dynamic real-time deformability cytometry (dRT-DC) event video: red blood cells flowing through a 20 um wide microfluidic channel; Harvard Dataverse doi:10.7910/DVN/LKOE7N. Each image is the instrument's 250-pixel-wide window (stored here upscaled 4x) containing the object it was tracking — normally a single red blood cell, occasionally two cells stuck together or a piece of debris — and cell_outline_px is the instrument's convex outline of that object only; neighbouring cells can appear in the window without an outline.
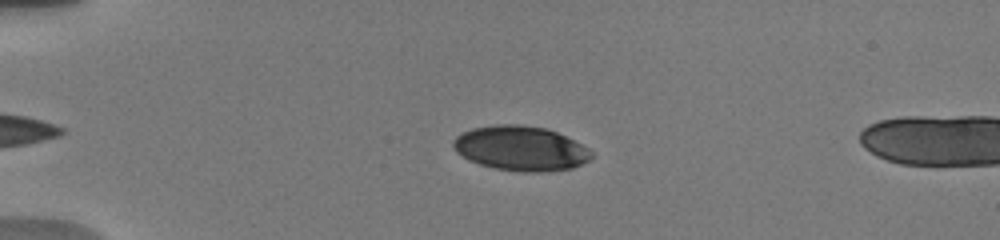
{"species": "human", "species_latin": "Homo sapiens", "temperature_condition": "warm", "stored_images_in_passage": 7, "camera_frame_rate_fps": 3000, "um_per_image_px": 0.085, "donor": {"sex": "male"}, "frame": {"image": 1, "passage_image": 4, "time_ms": 1.333, "image_size_px": [1000, 240], "cell_outline_px": [[592, 156], [588, 160], [572, 168], [544, 172], [524, 172], [496, 168], [480, 164], [468, 160], [456, 152], [452, 144], [452, 140], [456, 136], [472, 128], [496, 124], [520, 124], [548, 128], [588, 148], [592, 152]], "centroid_in_image_um": [44.23, 12.6], "position_along_channel_um": 40.8, "area_um2": 35.89}}